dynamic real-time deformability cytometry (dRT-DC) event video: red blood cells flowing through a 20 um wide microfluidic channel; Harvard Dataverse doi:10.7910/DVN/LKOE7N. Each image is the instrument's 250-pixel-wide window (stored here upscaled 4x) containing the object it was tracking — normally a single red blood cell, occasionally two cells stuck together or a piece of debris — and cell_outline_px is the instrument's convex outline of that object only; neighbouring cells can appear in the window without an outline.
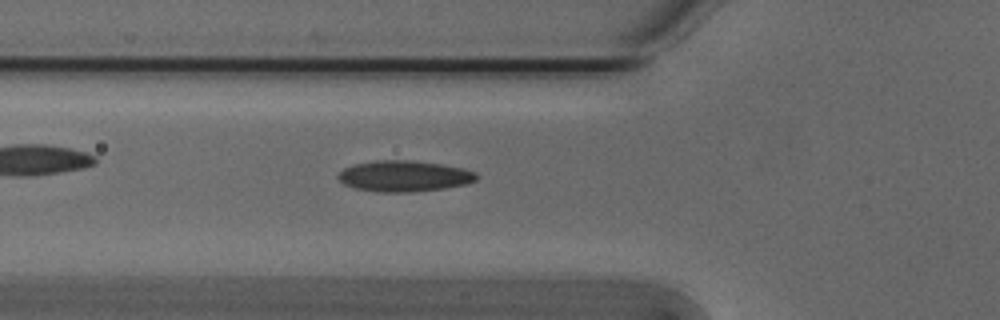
{"species": "Egyptian fruit bat (a non-hibernating species)", "species_latin": "Rousettus aegyptiacus", "temperature_condition": "cold", "stored_images_in_passage": 44, "segment_of_instrument_passage": [1, 2], "camera_frame_rate_fps": 3000, "um_per_image_px": 0.085, "animal": {"sex": "male"}, "frame": {"image": 1, "passage_image": 8, "time_ms": 2.333, "image_size_px": [1000, 320], "cell_outline_px": [[476, 180], [468, 184], [444, 188], [412, 192], [376, 192], [356, 188], [344, 184], [336, 176], [344, 168], [356, 164], [376, 160], [412, 160], [440, 164], [464, 168], [476, 172]], "centroid_in_image_um": [34.36, 14.97], "position_along_channel_um": 91.4, "area_um2": 24.97}}
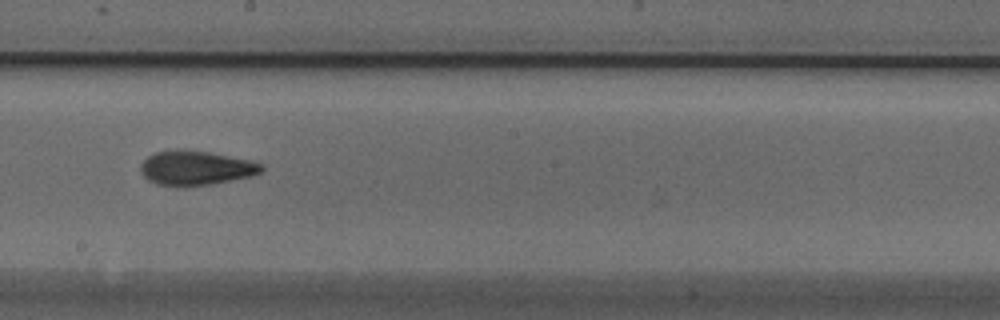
{"frame": {"image": 2, "passage_image": 19, "time_ms": 6.0, "image_size_px": [1000, 320], "cell_outline_px": [[264, 168], [260, 172], [252, 176], [208, 184], [156, 184], [148, 180], [144, 176], [140, 168], [144, 160], [148, 156], [156, 152], [176, 148], [184, 148], [208, 152], [252, 160], [264, 164]], "centroid_in_image_um": [16.67, 14.22], "position_along_channel_um": 231.5, "area_um2": 23.87}}
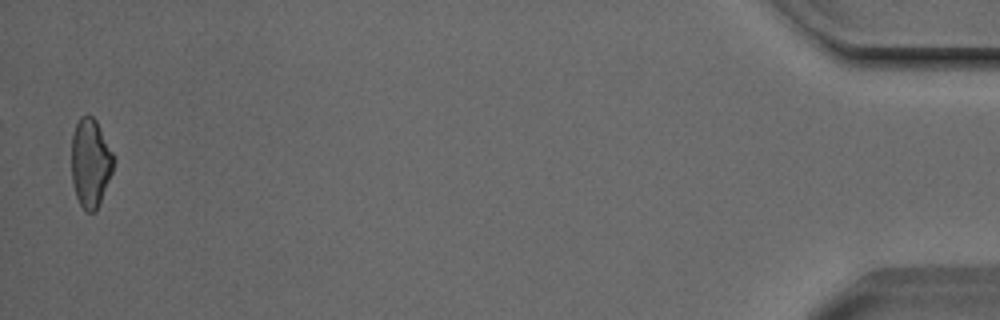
{"frame": {"image": 3, "passage_image": 42, "time_ms": 13.667, "image_size_px": [1000, 320], "cell_outline_px": [[116, 160], [112, 172], [96, 212], [88, 212], [80, 204], [76, 196], [72, 184], [72, 136], [76, 124], [80, 116], [92, 116], [96, 120]], "centroid_in_image_um": [7.69, 13.85], "position_along_channel_um": 427.5, "area_um2": 21.62}}